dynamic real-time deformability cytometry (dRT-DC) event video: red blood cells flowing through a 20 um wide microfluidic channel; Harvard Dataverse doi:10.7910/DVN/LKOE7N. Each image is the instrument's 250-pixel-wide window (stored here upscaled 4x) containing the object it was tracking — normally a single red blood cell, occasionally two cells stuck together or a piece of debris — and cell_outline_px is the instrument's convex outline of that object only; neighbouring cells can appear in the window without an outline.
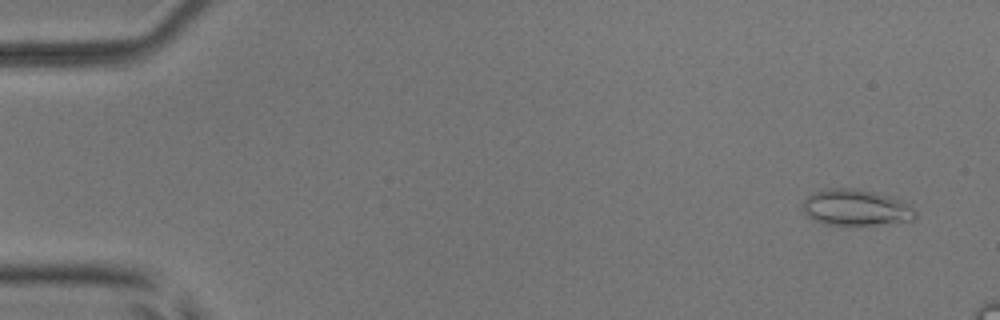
{"species": "common noctule bat (a hibernating species)", "species_latin": "Nyctalus noctula", "temperature_condition": "room temperature", "stored_images_in_passage": 11, "camera_frame_rate_fps": 3000, "um_per_image_px": 0.085, "animal": {"sex": "male", "body_mass_g": 17.9, "forearm_length_mm": 54.2}, "frame": {"image": 1, "passage_image": 1, "time_ms": 0.0, "image_size_px": [1000, 320], "cell_outline_px": [[916, 216], [912, 220], [848, 228], [824, 224], [808, 216], [804, 212], [800, 204], [812, 192], [828, 188], [860, 188], [876, 192], [900, 200], [908, 204], [916, 212]], "centroid_in_image_um": [72.7, 17.67], "position_along_channel_um": 12.3, "area_um2": 24.45}}